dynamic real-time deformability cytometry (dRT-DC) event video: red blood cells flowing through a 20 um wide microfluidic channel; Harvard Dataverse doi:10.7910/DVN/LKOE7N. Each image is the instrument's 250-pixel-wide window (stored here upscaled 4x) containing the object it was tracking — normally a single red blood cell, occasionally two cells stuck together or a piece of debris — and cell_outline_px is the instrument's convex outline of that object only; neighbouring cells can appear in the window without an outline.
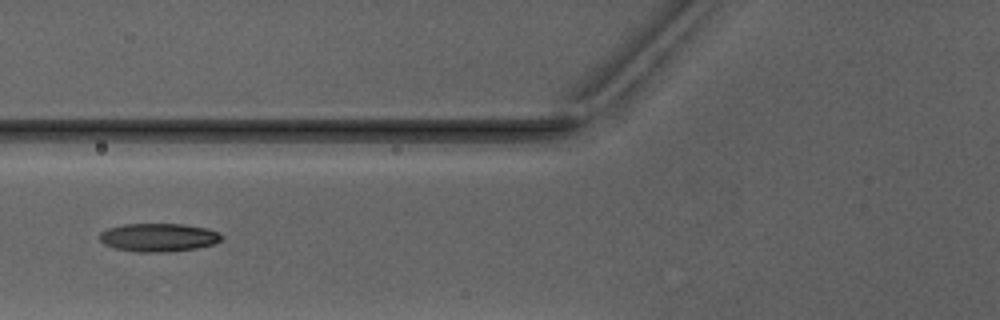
{"species": "Egyptian fruit bat (a non-hibernating species)", "species_latin": "Rousettus aegyptiacus", "temperature_condition": "warm", "stored_images_in_passage": 6, "camera_frame_rate_fps": 3000, "um_per_image_px": 0.085, "animal": {"sex": "male"}, "frame": {"image": 1, "passage_image": 6, "time_ms": 6.667, "image_size_px": [1000, 320], "cell_outline_px": [[224, 236], [220, 240], [212, 244], [196, 248], [168, 252], [140, 252], [116, 248], [104, 244], [100, 240], [100, 232], [108, 228], [124, 224], [184, 224], [204, 228], [220, 232]], "centroid_in_image_um": [13.48, 20.18], "position_along_channel_um": 112.3, "area_um2": 20.0}}